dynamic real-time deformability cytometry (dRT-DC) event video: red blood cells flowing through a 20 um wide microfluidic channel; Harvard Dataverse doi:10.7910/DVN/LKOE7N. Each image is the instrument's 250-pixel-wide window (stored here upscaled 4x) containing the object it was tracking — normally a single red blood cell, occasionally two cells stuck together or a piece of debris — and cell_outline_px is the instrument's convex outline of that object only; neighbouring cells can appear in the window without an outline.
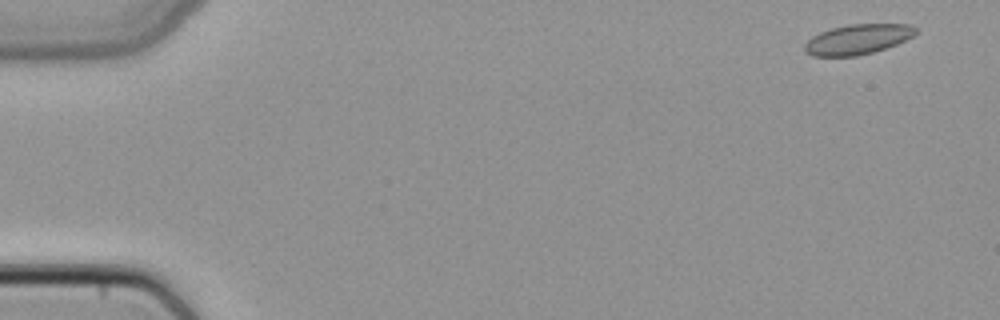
{"species": "common noctule bat (a hibernating species)", "species_latin": "Nyctalus noctula", "temperature_condition": "cold", "stored_images_in_passage": 5, "camera_frame_rate_fps": 3000, "um_per_image_px": 0.085, "animal": {"sex": "female", "body_mass_g": 22.7, "forearm_length_mm": 54.2}, "frame": {"image": 1, "passage_image": 1, "time_ms": 0.0, "image_size_px": [1000, 320], "cell_outline_px": [[916, 32], [912, 36], [896, 44], [872, 52], [856, 56], [812, 56], [804, 52], [804, 44], [812, 36], [820, 32], [832, 28], [848, 24], [912, 24], [916, 28]], "centroid_in_image_um": [72.86, 3.34], "position_along_channel_um": 12.1, "area_um2": 19.36}}
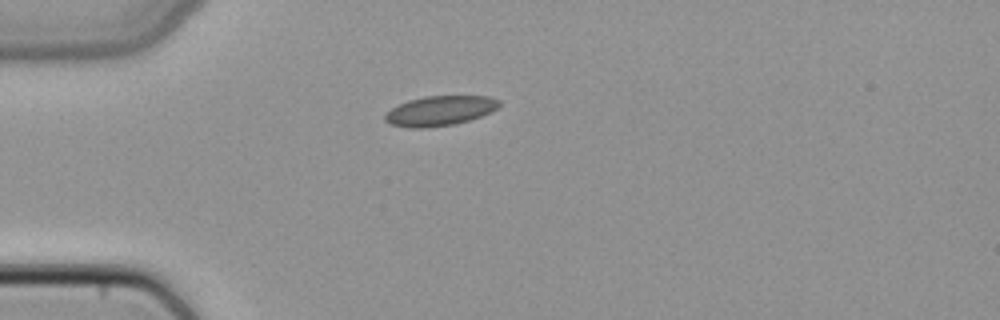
{"frame": {"image": 2, "passage_image": 4, "time_ms": 1.0, "image_size_px": [1000, 320], "cell_outline_px": [[500, 104], [492, 112], [468, 120], [452, 124], [424, 128], [408, 128], [388, 124], [384, 120], [384, 116], [392, 108], [408, 100], [424, 96], [488, 96], [500, 100]], "centroid_in_image_um": [37.37, 9.41], "position_along_channel_um": 47.6, "area_um2": 19.77}}